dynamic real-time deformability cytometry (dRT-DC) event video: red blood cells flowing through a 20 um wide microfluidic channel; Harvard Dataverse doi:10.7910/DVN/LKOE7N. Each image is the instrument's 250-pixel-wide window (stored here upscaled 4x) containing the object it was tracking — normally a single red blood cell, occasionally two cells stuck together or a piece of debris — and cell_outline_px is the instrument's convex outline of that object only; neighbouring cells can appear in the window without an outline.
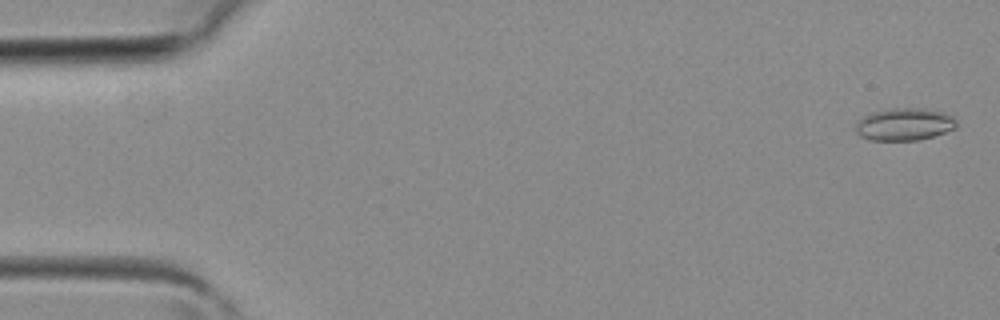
{"species": "common noctule bat (a hibernating species)", "species_latin": "Nyctalus noctula", "temperature_condition": "room temperature", "stored_images_in_passage": 36, "camera_frame_rate_fps": 3000, "um_per_image_px": 0.085, "animal": {"sex": "female", "body_mass_g": 19.3, "forearm_length_mm": 54.1}, "frame": {"image": 1, "passage_image": 1, "time_ms": 0.0, "image_size_px": [1000, 320], "cell_outline_px": [[956, 128], [920, 140], [872, 140], [860, 136], [856, 132], [856, 124], [864, 116], [872, 112], [892, 108], [924, 108], [944, 112], [952, 116], [956, 120]], "centroid_in_image_um": [76.88, 10.56], "position_along_channel_um": 8.1, "area_um2": 18.96}}
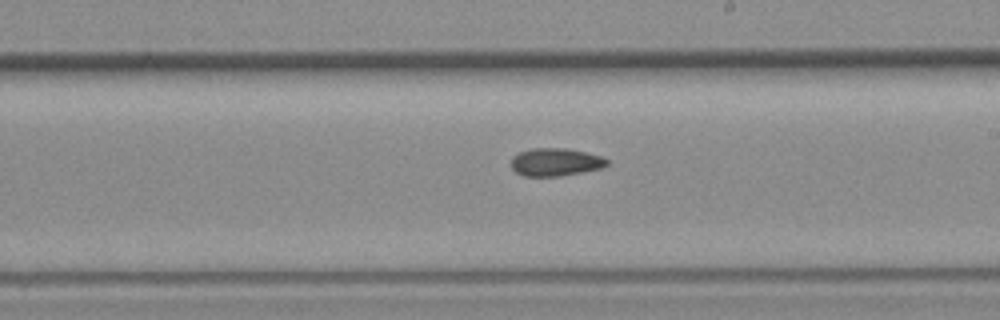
{"frame": {"image": 2, "passage_image": 22, "time_ms": 7.0, "image_size_px": [1000, 320], "cell_outline_px": [[608, 164], [604, 168], [560, 176], [524, 176], [516, 172], [512, 168], [512, 156], [520, 152], [532, 148], [564, 148], [584, 152], [600, 156], [608, 160]], "centroid_in_image_um": [47.22, 13.78], "position_along_channel_um": 241.8, "area_um2": 15.49}}
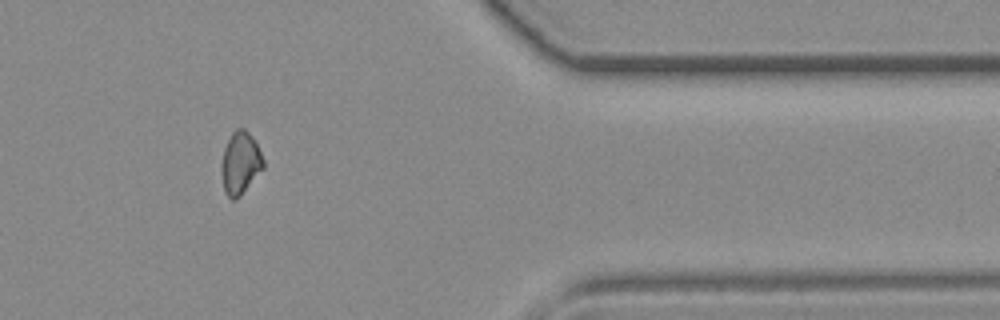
{"frame": {"image": 3, "passage_image": 32, "time_ms": 10.333, "image_size_px": [1000, 320], "cell_outline_px": [[264, 168], [240, 196], [236, 200], [232, 200], [224, 192], [220, 172], [220, 164], [224, 148], [232, 132], [236, 128], [244, 128], [252, 136], [264, 160]], "centroid_in_image_um": [20.4, 13.88], "position_along_channel_um": 391.0, "area_um2": 15.43}}